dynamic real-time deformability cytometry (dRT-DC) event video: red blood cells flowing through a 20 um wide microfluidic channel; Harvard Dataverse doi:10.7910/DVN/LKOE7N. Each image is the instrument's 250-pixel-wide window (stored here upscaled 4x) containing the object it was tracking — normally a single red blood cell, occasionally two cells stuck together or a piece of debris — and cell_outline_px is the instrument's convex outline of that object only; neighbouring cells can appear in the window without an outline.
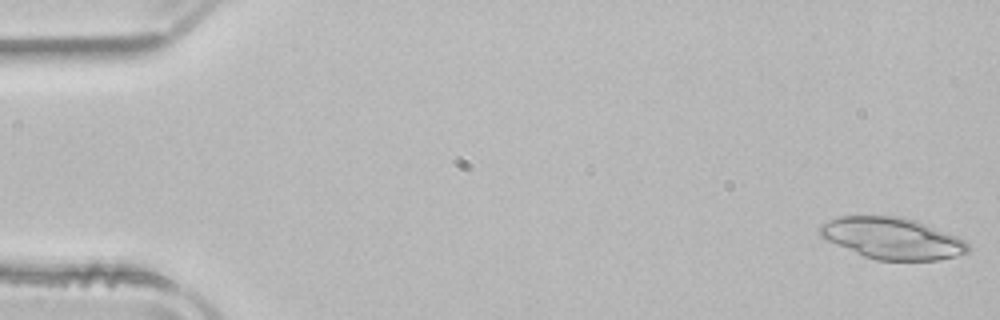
{"species": "common noctule bat (a hibernating species)", "species_latin": "Nyctalus noctula", "temperature_condition": "room temperature", "stored_images_in_passage": 50, "segment_of_instrument_passage": [1, 2], "camera_frame_rate_fps": 3000, "um_per_image_px": 0.085, "animal": {"sex": "male", "body_mass_g": 21.5, "forearm_length_mm": 52.0}, "frame": {"image": 1, "passage_image": 1, "time_ms": 0.0, "image_size_px": [1000, 320], "cell_outline_px": [[972, 248], [968, 252], [956, 256], [936, 260], [876, 260], [864, 256], [836, 244], [820, 236], [820, 224], [828, 220], [840, 216], [904, 216], [916, 220], [956, 236], [964, 240]], "centroid_in_image_um": [75.85, 20.25], "position_along_channel_um": 9.1, "area_um2": 35.66}}